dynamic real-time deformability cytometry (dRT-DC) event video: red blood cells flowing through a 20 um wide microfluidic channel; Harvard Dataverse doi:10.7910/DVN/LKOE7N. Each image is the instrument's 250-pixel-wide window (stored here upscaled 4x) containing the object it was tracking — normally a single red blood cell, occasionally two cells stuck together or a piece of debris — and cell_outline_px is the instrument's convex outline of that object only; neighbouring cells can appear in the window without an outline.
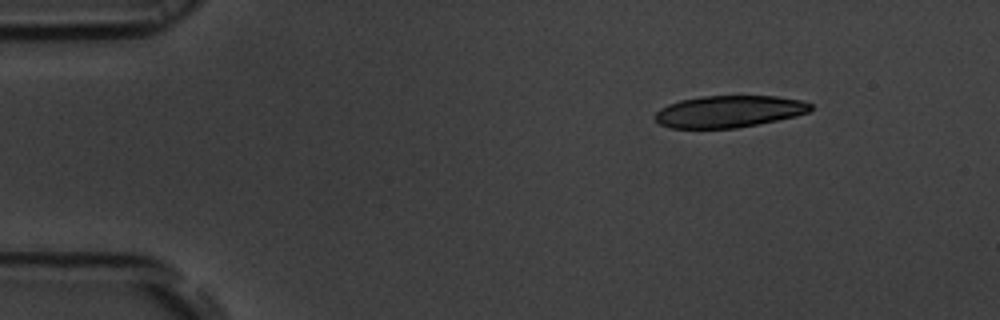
{"species": "common noctule bat (a hibernating species)", "species_latin": "Nyctalus noctula", "temperature_condition": "room temperature", "stored_images_in_passage": 47, "camera_frame_rate_fps": 3000, "um_per_image_px": 0.085, "animal": {"sex": "male", "body_mass_g": 19.5, "forearm_length_mm": 54.6}, "frame": {"image": 1, "passage_image": 1, "time_ms": 0.0, "image_size_px": [1000, 320], "cell_outline_px": [[812, 108], [808, 112], [796, 116], [736, 128], [668, 128], [660, 124], [652, 116], [660, 108], [668, 104], [680, 100], [704, 96], [776, 96], [804, 100], [812, 104]], "centroid_in_image_um": [61.95, 9.47], "position_along_channel_um": 23.1, "area_um2": 28.96}}
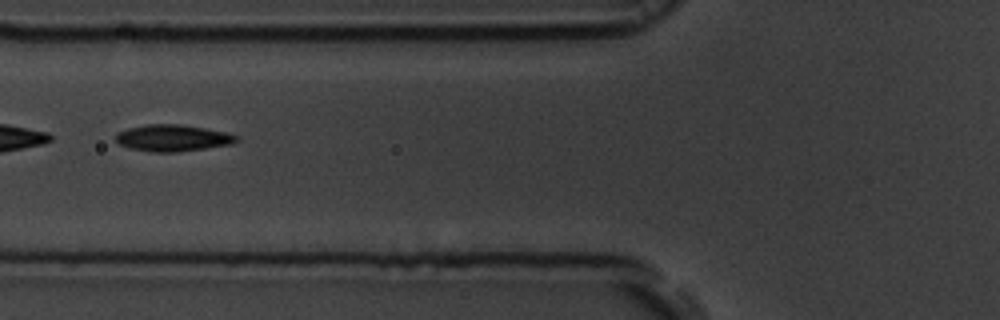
{"frame": {"image": 2, "passage_image": 15, "time_ms": 4.667, "image_size_px": [1000, 320], "cell_outline_px": [[240, 140], [232, 144], [176, 152], [152, 152], [132, 148], [120, 144], [116, 140], [116, 132], [128, 128], [148, 124], [180, 124], [228, 132], [236, 136]], "centroid_in_image_um": [14.69, 11.72], "position_along_channel_um": 111.1, "area_um2": 18.61}}
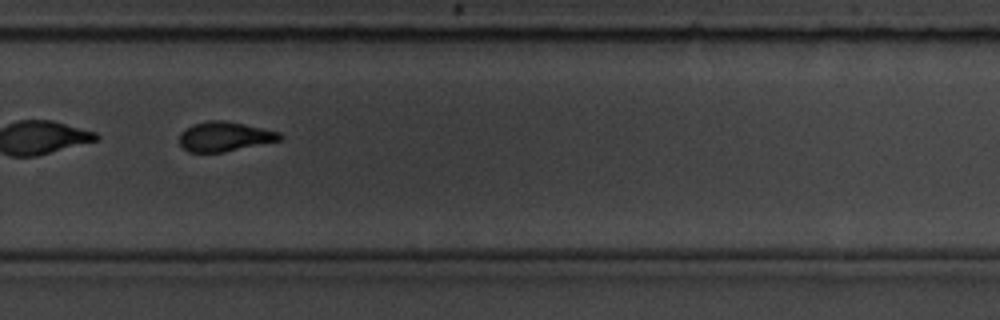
{"frame": {"image": 3, "passage_image": 31, "time_ms": 10.0, "image_size_px": [1000, 320], "cell_outline_px": [[284, 136], [280, 140], [224, 152], [188, 152], [180, 144], [180, 132], [184, 128], [192, 124], [208, 120], [224, 120], [244, 124], [280, 132]], "centroid_in_image_um": [19.07, 11.6], "position_along_channel_um": 310.7, "area_um2": 17.34}, "authors_computed_cell_mechanics": {"area_um2": 18.4382, "velocity_mm_per_s": 3.7433, "shape_relaxation_time_tau1_ms": 2.8835, "shape_relaxation_time_tau2_ms": 3.0349, "deformation_change_tau1": 0.152, "deformation_change_tau2": 0.0978}}